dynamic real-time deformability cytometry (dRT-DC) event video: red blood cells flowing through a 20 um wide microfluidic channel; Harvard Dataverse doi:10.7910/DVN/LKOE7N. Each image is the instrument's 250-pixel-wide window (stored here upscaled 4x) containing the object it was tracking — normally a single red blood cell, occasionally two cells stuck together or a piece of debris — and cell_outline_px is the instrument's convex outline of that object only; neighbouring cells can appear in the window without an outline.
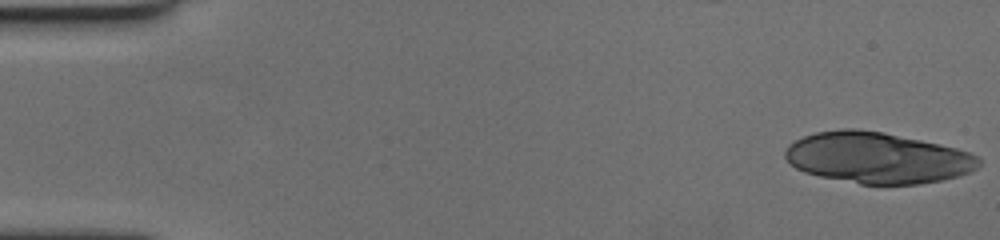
{"species": "human", "species_latin": "Homo sapiens", "temperature_condition": "cold", "stored_images_in_passage": 57, "segment_of_instrument_passage": [1, 2], "camera_frame_rate_fps": 3000, "um_per_image_px": 0.085, "donor": {"sex": "female"}, "frame": {"image": 1, "passage_image": 1, "time_ms": 0.0, "image_size_px": [1000, 240], "cell_outline_px": [[980, 164], [976, 168], [968, 172], [956, 176], [940, 180], [920, 184], [860, 184], [820, 176], [804, 172], [796, 168], [784, 156], [784, 152], [788, 144], [804, 136], [816, 132], [840, 128], [856, 128], [884, 132], [956, 148], [972, 152], [980, 156]], "centroid_in_image_um": [74.57, 13.4], "position_along_channel_um": 10.4, "area_um2": 57.57}}